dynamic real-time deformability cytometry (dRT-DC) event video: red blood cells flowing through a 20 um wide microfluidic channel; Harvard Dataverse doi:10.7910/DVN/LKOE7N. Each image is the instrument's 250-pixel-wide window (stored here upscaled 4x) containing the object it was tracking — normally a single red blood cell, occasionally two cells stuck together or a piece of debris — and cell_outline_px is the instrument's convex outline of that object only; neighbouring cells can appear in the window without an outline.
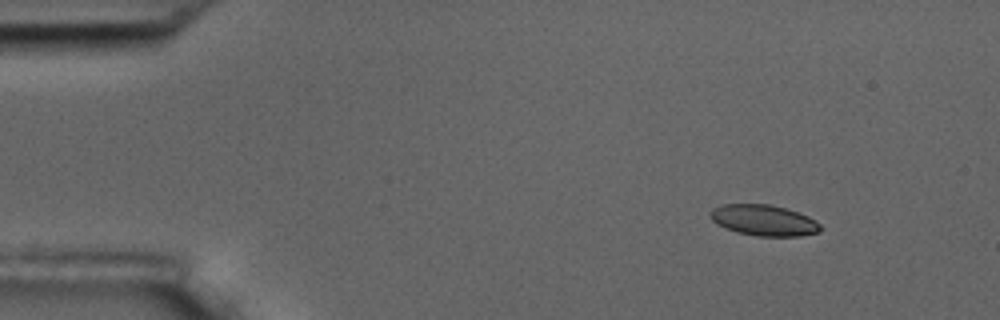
{"species": "common noctule bat (a hibernating species)", "species_latin": "Nyctalus noctula", "temperature_condition": "room temperature", "stored_images_in_passage": 4, "camera_frame_rate_fps": 3000, "um_per_image_px": 0.085, "animal": {"sex": "male", "body_mass_g": 17.5, "forearm_length_mm": 52.3}, "frame": {"image": 1, "passage_image": 1, "time_ms": 0.0, "image_size_px": [1000, 320], "cell_outline_px": [[824, 228], [820, 232], [800, 236], [756, 236], [736, 232], [724, 228], [716, 224], [708, 216], [708, 212], [712, 208], [724, 204], [772, 204], [808, 216], [816, 220]], "centroid_in_image_um": [64.9, 18.73], "position_along_channel_um": 20.1, "area_um2": 20.17}}
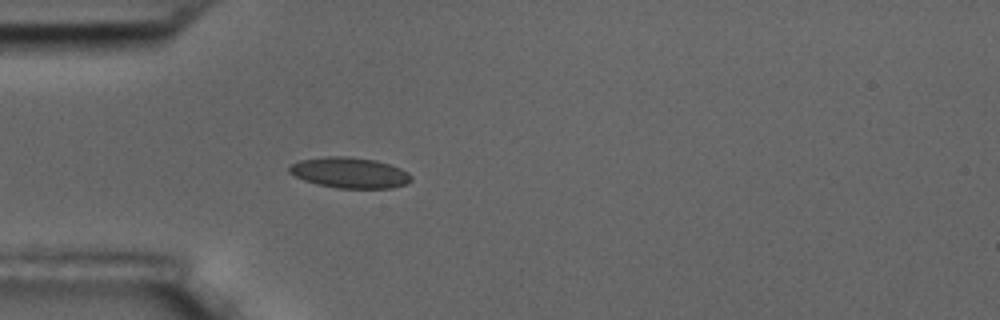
{"frame": {"image": 2, "passage_image": 4, "time_ms": 3.333, "image_size_px": [1000, 320], "cell_outline_px": [[412, 180], [408, 184], [392, 188], [336, 188], [316, 184], [304, 180], [288, 172], [288, 168], [292, 164], [300, 160], [328, 156], [348, 156], [376, 160], [400, 168], [408, 172], [412, 176]], "centroid_in_image_um": [29.74, 14.68], "position_along_channel_um": 55.3, "area_um2": 21.91}}